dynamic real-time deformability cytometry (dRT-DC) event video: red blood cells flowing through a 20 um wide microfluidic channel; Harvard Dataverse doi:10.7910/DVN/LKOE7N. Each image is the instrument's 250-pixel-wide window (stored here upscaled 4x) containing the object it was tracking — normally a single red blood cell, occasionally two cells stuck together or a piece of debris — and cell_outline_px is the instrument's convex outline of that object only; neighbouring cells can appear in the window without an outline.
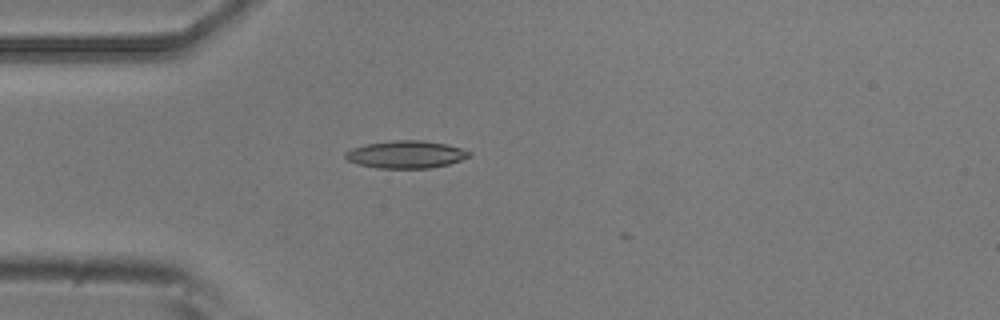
{"species": "common noctule bat (a hibernating species)", "species_latin": "Nyctalus noctula", "temperature_condition": "room temperature", "stored_images_in_passage": 1, "camera_frame_rate_fps": 3000, "um_per_image_px": 0.085, "animal": {"sex": "male", "body_mass_g": 20.5, "forearm_length_mm": 52.5}, "frame": {"image": 1, "passage_image": 1, "time_ms": 0.0, "image_size_px": [1000, 320], "cell_outline_px": [[472, 156], [448, 164], [428, 168], [376, 168], [356, 164], [348, 160], [344, 156], [344, 152], [352, 148], [364, 144], [392, 140], [424, 140], [444, 144], [460, 148], [472, 152]], "centroid_in_image_um": [34.47, 13.12], "position_along_channel_um": 50.5, "area_um2": 19.94}}